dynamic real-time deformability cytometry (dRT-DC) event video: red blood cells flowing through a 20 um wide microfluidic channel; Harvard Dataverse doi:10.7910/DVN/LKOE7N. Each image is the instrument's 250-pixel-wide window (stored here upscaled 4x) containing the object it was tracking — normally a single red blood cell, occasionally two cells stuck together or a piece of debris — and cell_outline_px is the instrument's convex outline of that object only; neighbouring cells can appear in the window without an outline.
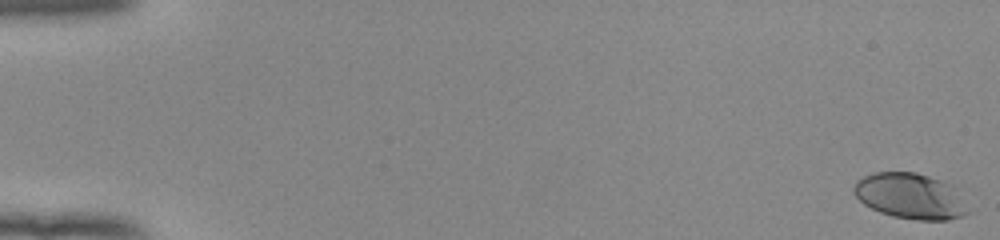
{"species": "human", "species_latin": "Homo sapiens", "temperature_condition": "room temperature", "stored_images_in_passage": 54, "camera_frame_rate_fps": 3000, "um_per_image_px": 0.085, "donor": {"sex": "female"}, "frame": {"image": 1, "passage_image": 1, "time_ms": 0.0, "image_size_px": [1000, 240], "cell_outline_px": [[968, 212], [964, 216], [948, 220], [916, 220], [892, 216], [880, 212], [864, 204], [852, 192], [852, 188], [856, 180], [864, 176], [876, 172], [916, 172], [952, 184]], "centroid_in_image_um": [77.33, 16.66], "position_along_channel_um": 7.7, "area_um2": 30.23}}
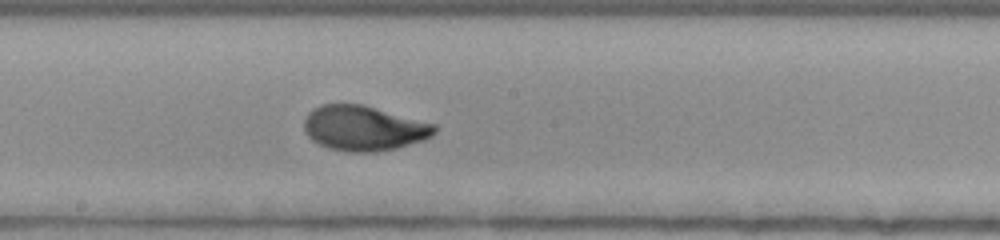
{"frame": {"image": 2, "passage_image": 31, "time_ms": 10.0, "image_size_px": [1000, 240], "cell_outline_px": [[436, 132], [432, 136], [424, 140], [396, 148], [376, 152], [348, 152], [328, 148], [312, 140], [304, 132], [304, 120], [308, 112], [312, 108], [320, 104], [364, 104], [436, 124]], "centroid_in_image_um": [30.91, 10.89], "position_along_channel_um": 217.3, "area_um2": 34.56}}
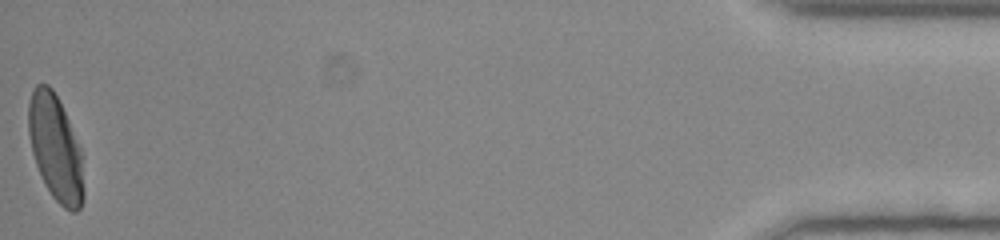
{"frame": {"image": 3, "passage_image": 54, "time_ms": 17.667, "image_size_px": [1000, 240], "cell_outline_px": [[84, 200], [80, 208], [76, 212], [72, 212], [64, 208], [52, 196], [44, 184], [36, 164], [32, 152], [28, 132], [28, 104], [32, 88], [36, 84], [48, 84], [52, 88], [68, 120], [80, 148], [84, 192]], "centroid_in_image_um": [4.7, 12.6], "position_along_channel_um": 430.5, "area_um2": 33.87}, "authors_computed_cell_mechanics": {"area_um2": 32.8304, "velocity_mm_per_s": 3.9323, "shape_relaxation_time_tau1_ms": 3.5714, "shape_relaxation_time_tau2_ms": null, "deformation_change_tau1": 0.176, "deformation_change_tau2": null}}